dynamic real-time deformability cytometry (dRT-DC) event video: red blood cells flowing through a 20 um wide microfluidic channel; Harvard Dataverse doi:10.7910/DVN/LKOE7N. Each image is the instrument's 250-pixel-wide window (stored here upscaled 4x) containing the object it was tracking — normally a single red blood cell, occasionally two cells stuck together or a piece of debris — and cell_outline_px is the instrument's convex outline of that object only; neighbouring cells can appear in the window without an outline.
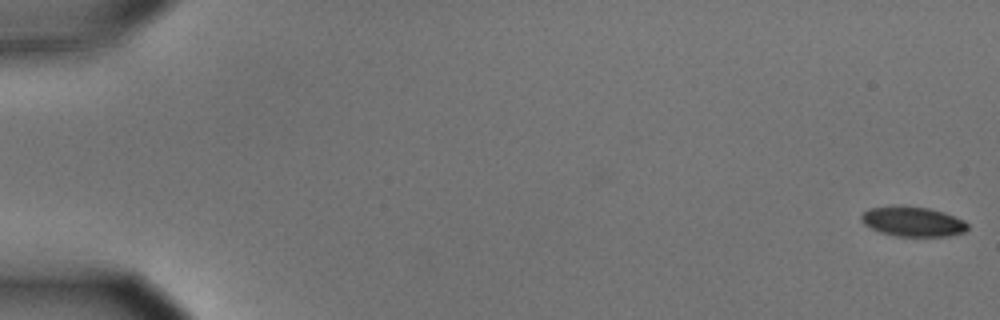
{"species": "common noctule bat (a hibernating species)", "species_latin": "Nyctalus noctula", "temperature_condition": "cold", "stored_images_in_passage": 50, "camera_frame_rate_fps": 3000, "um_per_image_px": 0.085, "animal": {"sex": "male", "body_mass_g": 15.6}, "frame": {"image": 1, "passage_image": 1, "time_ms": 0.0, "image_size_px": [1000, 320], "cell_outline_px": [[968, 228], [964, 232], [948, 236], [896, 236], [880, 232], [864, 224], [860, 220], [860, 216], [868, 208], [892, 204], [904, 204], [928, 208], [944, 212], [964, 220], [968, 224]], "centroid_in_image_um": [77.55, 18.8], "position_along_channel_um": 7.5, "area_um2": 18.9}}
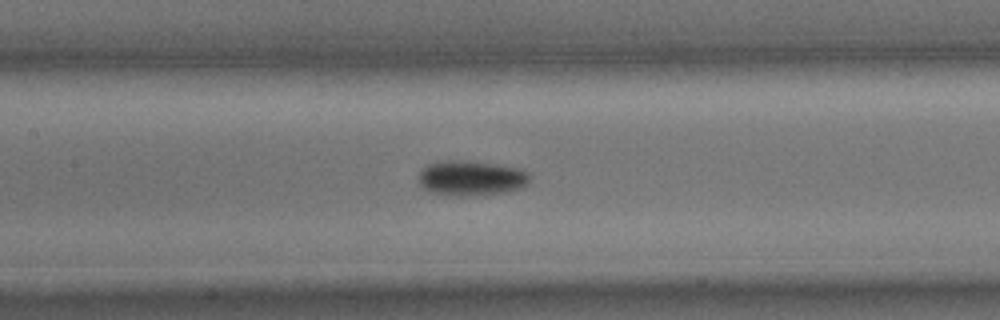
{"frame": {"image": 2, "passage_image": 28, "time_ms": 9.0, "image_size_px": [1000, 320], "cell_outline_px": [[528, 184], [520, 188], [508, 192], [472, 196], [456, 196], [432, 192], [424, 188], [420, 184], [420, 172], [424, 164], [440, 160], [468, 160], [496, 164], [520, 168], [528, 172]], "centroid_in_image_um": [40.04, 15.12], "position_along_channel_um": 167.4, "area_um2": 23.0}}
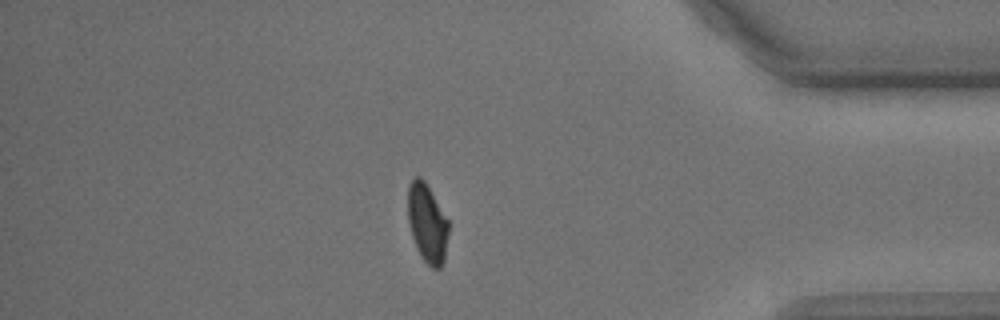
{"frame": {"image": 3, "passage_image": 50, "time_ms": 16.333, "image_size_px": [1000, 320], "cell_outline_px": [[448, 236], [444, 260], [440, 268], [432, 268], [424, 260], [416, 248], [412, 236], [408, 220], [408, 184], [416, 176], [420, 176], [424, 180], [448, 220]], "centroid_in_image_um": [36.3, 18.97], "position_along_channel_um": 398.9, "area_um2": 18.5}, "authors_computed_cell_mechanics": {"area_um2": 20.2589, "velocity_mm_per_s": 3.5377, "shape_relaxation_time_tau1_ms": 2.9172, "shape_relaxation_time_tau2_ms": null, "deformation_change_tau1": 0.0922, "deformation_change_tau2": null}}